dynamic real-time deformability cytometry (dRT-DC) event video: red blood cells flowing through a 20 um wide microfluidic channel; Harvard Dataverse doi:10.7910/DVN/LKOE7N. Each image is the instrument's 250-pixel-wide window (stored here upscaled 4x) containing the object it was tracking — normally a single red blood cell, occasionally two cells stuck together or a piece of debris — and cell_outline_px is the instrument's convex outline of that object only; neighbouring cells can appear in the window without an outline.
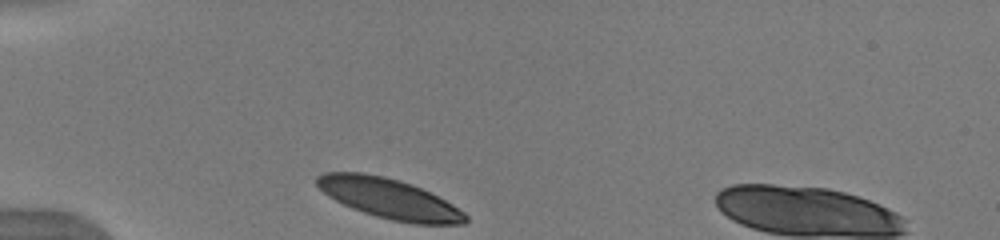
{"species": "human", "species_latin": "Homo sapiens", "temperature_condition": "warm", "stored_images_in_passage": 32, "camera_frame_rate_fps": 3000, "um_per_image_px": 0.085, "donor": {"sex": "male"}, "frame": {"image": 1, "passage_image": 1, "time_ms": 0.0, "image_size_px": [1000, 240], "cell_outline_px": [[468, 220], [464, 224], [416, 224], [392, 220], [376, 216], [352, 208], [328, 196], [316, 184], [316, 176], [324, 172], [360, 172], [384, 176], [400, 180], [412, 184], [452, 204], [464, 212], [468, 216]], "centroid_in_image_um": [33.08, 16.87], "position_along_channel_um": 51.9, "area_um2": 34.45}}
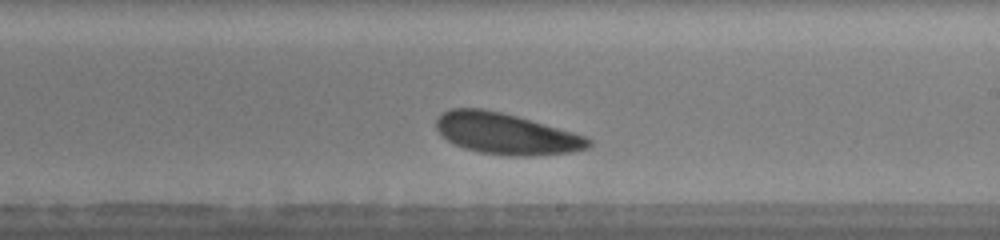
{"frame": {"image": 2, "passage_image": 18, "time_ms": 5.667, "image_size_px": [1000, 240], "cell_outline_px": [[592, 144], [588, 148], [572, 152], [532, 156], [508, 156], [480, 152], [464, 148], [448, 140], [436, 128], [436, 116], [452, 108], [480, 108], [500, 112], [516, 116], [572, 132], [584, 136], [592, 140]], "centroid_in_image_um": [43.01, 11.37], "position_along_channel_um": 246.0, "area_um2": 36.24}}
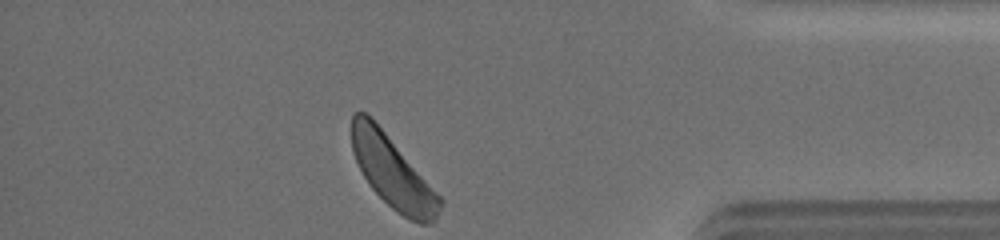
{"frame": {"image": 3, "passage_image": 32, "time_ms": 10.333, "image_size_px": [1000, 240], "cell_outline_px": [[444, 200], [436, 220], [432, 224], [420, 224], [408, 220], [396, 212], [368, 184], [352, 152], [352, 116], [356, 112], [364, 112], [372, 116]], "centroid_in_image_um": [33.4, 14.66], "position_along_channel_um": 401.8, "area_um2": 36.88}, "authors_computed_cell_mechanics": {"area_um2": 36.5007, "velocity_mm_per_s": 3.8537, "shape_relaxation_time_tau1_ms": 1.038, "shape_relaxation_time_tau2_ms": 8.3928, "deformation_change_tau1": 0.071, "deformation_change_tau2": 0.1934}}